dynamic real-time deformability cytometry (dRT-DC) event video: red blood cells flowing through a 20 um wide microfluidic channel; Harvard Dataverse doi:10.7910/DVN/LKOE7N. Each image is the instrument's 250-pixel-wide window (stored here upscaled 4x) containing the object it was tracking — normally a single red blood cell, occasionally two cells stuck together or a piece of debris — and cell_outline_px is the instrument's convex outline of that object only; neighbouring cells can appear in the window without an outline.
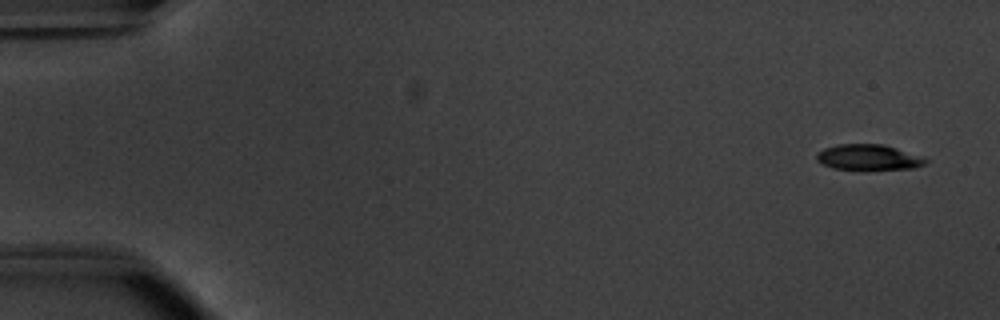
{"species": "common noctule bat (a hibernating species)", "species_latin": "Nyctalus noctula", "temperature_condition": "warm", "stored_images_in_passage": 52, "camera_frame_rate_fps": 3000, "um_per_image_px": 0.085, "animal": {"sex": "male", "body_mass_g": 20.1, "forearm_length_mm": 53.5}, "frame": {"image": 1, "passage_image": 1, "time_ms": 0.0, "image_size_px": [1000, 320], "cell_outline_px": [[928, 160], [924, 164], [916, 168], [864, 172], [832, 168], [816, 160], [816, 152], [824, 148], [836, 144], [884, 144], [924, 156]], "centroid_in_image_um": [73.84, 13.41], "position_along_channel_um": 11.2, "area_um2": 17.22}}
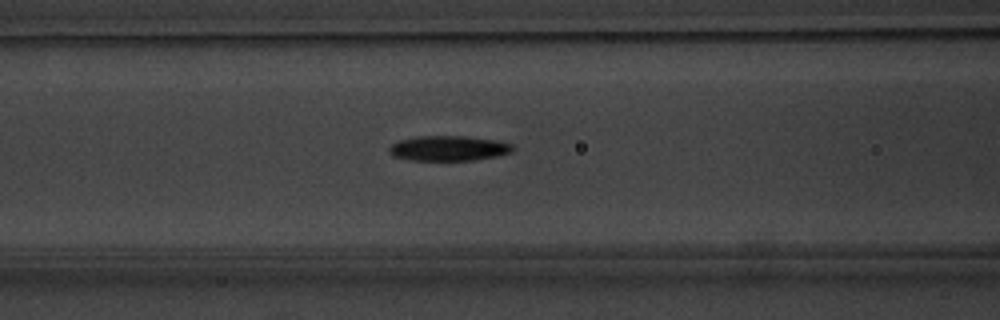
{"frame": {"image": 2, "passage_image": 21, "time_ms": 6.667, "image_size_px": [1000, 320], "cell_outline_px": [[516, 148], [512, 152], [496, 156], [472, 160], [408, 160], [392, 156], [388, 152], [388, 148], [392, 144], [400, 140], [416, 136], [464, 136], [496, 140], [512, 144]], "centroid_in_image_um": [38.11, 12.6], "position_along_channel_um": 128.5, "area_um2": 18.15}}
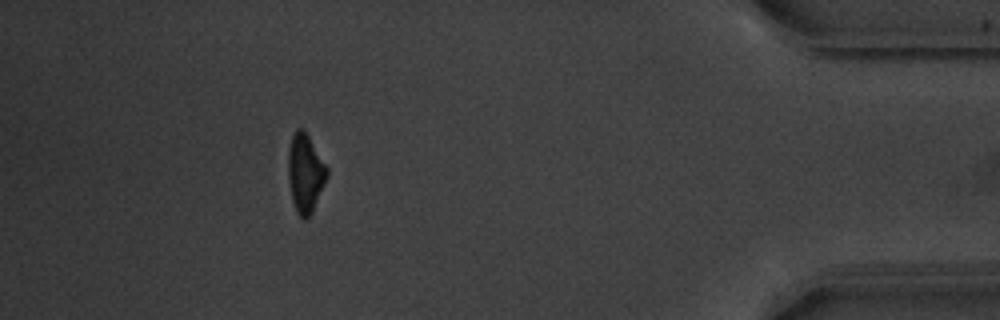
{"frame": {"image": 3, "passage_image": 47, "time_ms": 15.333, "image_size_px": [1000, 320], "cell_outline_px": [[328, 176], [312, 212], [304, 220], [296, 212], [292, 200], [288, 176], [288, 148], [292, 136], [296, 128], [304, 128], [328, 168]], "centroid_in_image_um": [25.94, 14.69], "position_along_channel_um": 409.3, "area_um2": 17.8}, "authors_computed_cell_mechanics": {"area_um2": 17.918, "velocity_mm_per_s": 3.8171, "shape_relaxation_time_tau1_ms": 2.3795, "shape_relaxation_time_tau2_ms": null, "deformation_change_tau1": 0.1701, "deformation_change_tau2": null}}